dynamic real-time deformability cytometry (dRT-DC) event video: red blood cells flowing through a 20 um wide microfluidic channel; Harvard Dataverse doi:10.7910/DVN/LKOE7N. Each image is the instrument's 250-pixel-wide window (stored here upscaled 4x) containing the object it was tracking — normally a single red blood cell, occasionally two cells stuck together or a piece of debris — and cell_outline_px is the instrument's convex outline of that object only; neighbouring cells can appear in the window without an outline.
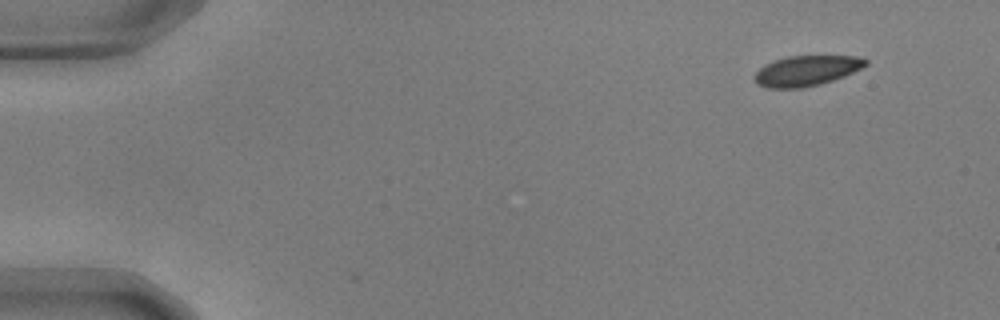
{"species": "common noctule bat (a hibernating species)", "species_latin": "Nyctalus noctula", "temperature_condition": "warm", "stored_images_in_passage": 2, "camera_frame_rate_fps": 3000, "um_per_image_px": 0.085, "animal": {"sex": "male", "body_mass_g": 17.9, "forearm_length_mm": 54.2}, "frame": {"image": 1, "passage_image": 2, "time_ms": 0.333, "image_size_px": [1000, 320], "cell_outline_px": [[868, 64], [844, 76], [820, 84], [800, 88], [768, 88], [756, 84], [752, 80], [752, 76], [764, 64], [788, 56], [856, 56], [868, 60]], "centroid_in_image_um": [68.49, 6.02], "position_along_channel_um": 16.5, "area_um2": 19.59}}